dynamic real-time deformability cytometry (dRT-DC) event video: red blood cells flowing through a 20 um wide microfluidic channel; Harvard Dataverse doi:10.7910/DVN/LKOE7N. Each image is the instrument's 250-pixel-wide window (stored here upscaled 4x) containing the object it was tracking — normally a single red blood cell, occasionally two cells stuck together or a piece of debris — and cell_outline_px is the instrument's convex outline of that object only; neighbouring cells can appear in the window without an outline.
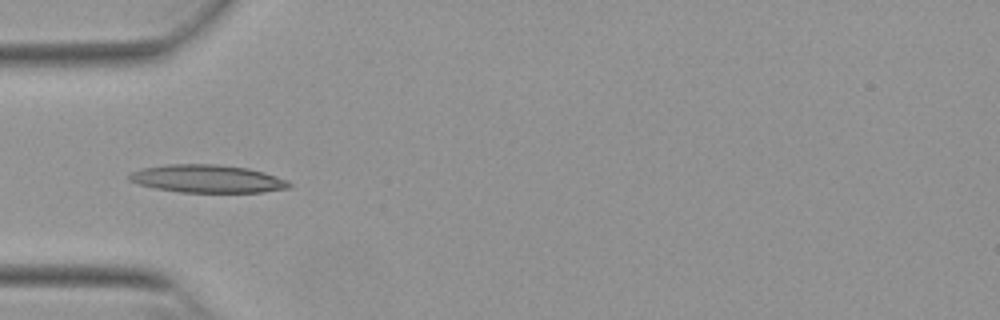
{"species": "Egyptian fruit bat (a non-hibernating species)", "species_latin": "Rousettus aegyptiacus", "temperature_condition": "warm", "stored_images_in_passage": 10, "camera_frame_rate_fps": 3000, "um_per_image_px": 0.085, "animal": {"sex": "female"}, "frame": {"image": 1, "passage_image": 3, "time_ms": 0.667, "image_size_px": [1000, 320], "cell_outline_px": [[292, 184], [288, 188], [264, 192], [180, 192], [156, 188], [140, 184], [128, 180], [128, 176], [132, 172], [140, 168], [164, 164], [220, 164], [248, 168], [264, 172], [288, 180]], "centroid_in_image_um": [17.63, 15.18], "position_along_channel_um": 67.4, "area_um2": 26.07}}
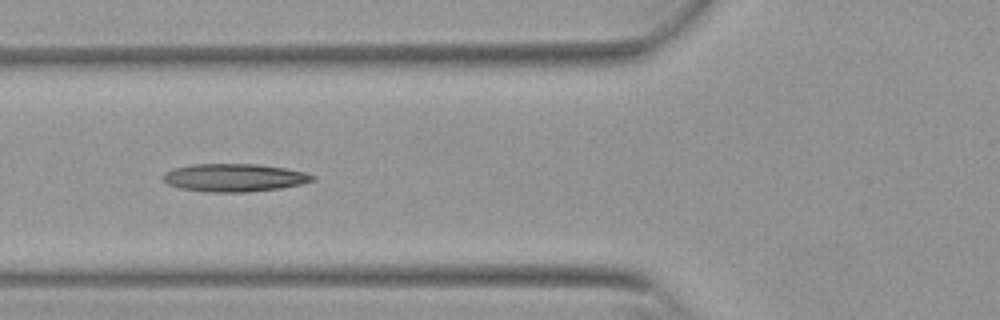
{"frame": {"image": 2, "passage_image": 6, "time_ms": 1.667, "image_size_px": [1000, 320], "cell_outline_px": [[316, 180], [300, 184], [280, 188], [248, 192], [208, 192], [180, 188], [168, 184], [160, 176], [164, 172], [172, 168], [192, 164], [256, 164], [284, 168], [304, 172], [316, 176]], "centroid_in_image_um": [19.88, 15.1], "position_along_channel_um": 105.9, "area_um2": 24.39}}
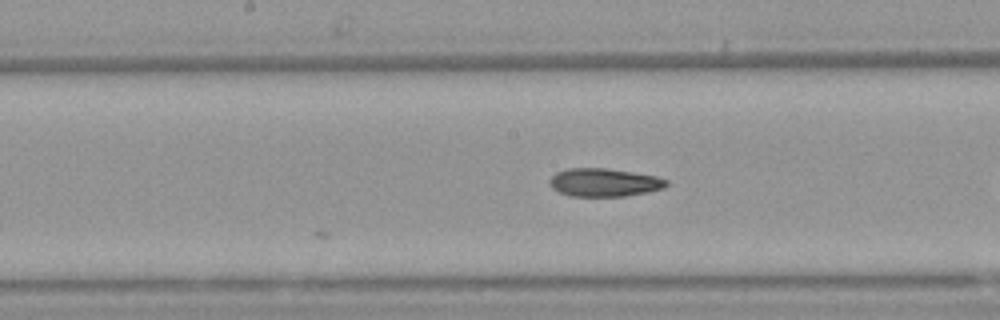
{"frame": {"image": 3, "passage_image": 10, "time_ms": 3.0, "image_size_px": [1000, 320], "cell_outline_px": [[668, 184], [664, 188], [648, 192], [624, 196], [572, 196], [560, 192], [552, 188], [548, 184], [548, 180], [556, 172], [564, 168], [608, 168], [656, 176], [668, 180]], "centroid_in_image_um": [51.33, 15.5], "position_along_channel_um": 196.9, "area_um2": 19.31}}